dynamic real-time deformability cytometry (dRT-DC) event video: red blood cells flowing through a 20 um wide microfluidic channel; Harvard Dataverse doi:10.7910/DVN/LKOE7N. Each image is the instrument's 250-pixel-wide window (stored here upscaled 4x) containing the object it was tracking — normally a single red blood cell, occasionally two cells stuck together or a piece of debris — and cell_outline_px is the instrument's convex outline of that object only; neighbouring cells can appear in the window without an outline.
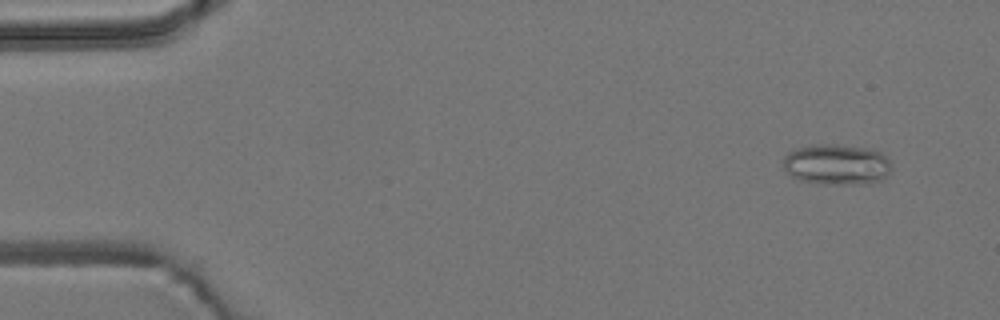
{"species": "common noctule bat (a hibernating species)", "species_latin": "Nyctalus noctula", "temperature_condition": "room temperature", "stored_images_in_passage": 54, "camera_frame_rate_fps": 3000, "um_per_image_px": 0.085, "animal": {"sex": "male", "body_mass_g": 19.2, "forearm_length_mm": 51.8}, "frame": {"image": 1, "passage_image": 4, "time_ms": 1.0, "image_size_px": [1000, 320], "cell_outline_px": [[892, 168], [880, 180], [864, 184], [824, 184], [800, 180], [792, 176], [784, 168], [784, 156], [788, 152], [796, 148], [812, 144], [836, 144], [864, 148], [880, 152], [892, 164]], "centroid_in_image_um": [71.09, 13.97], "position_along_channel_um": 13.9, "area_um2": 25.55}}
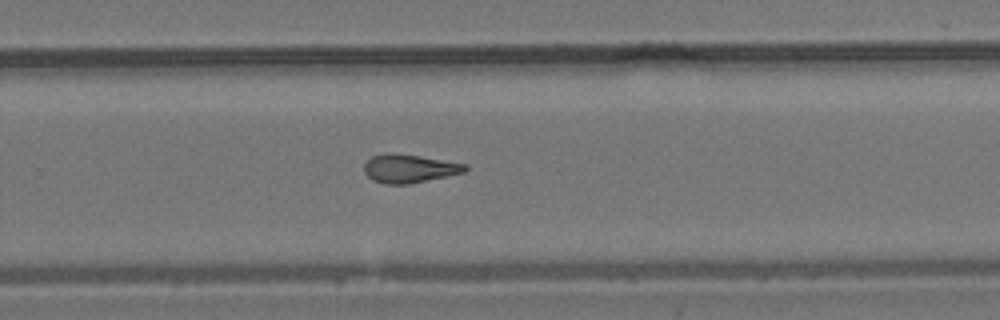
{"frame": {"image": 2, "passage_image": 35, "time_ms": 11.333, "image_size_px": [1000, 320], "cell_outline_px": [[468, 168], [464, 172], [448, 176], [408, 184], [384, 184], [372, 180], [364, 172], [364, 164], [372, 156], [416, 156], [468, 164]], "centroid_in_image_um": [34.83, 14.38], "position_along_channel_um": 295.0, "area_um2": 15.95}}
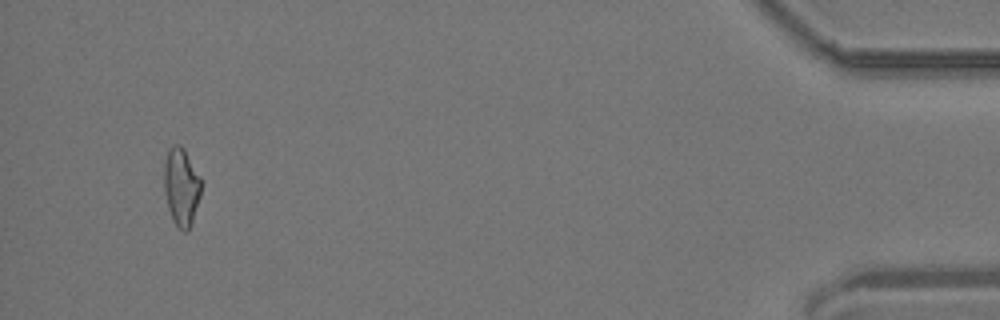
{"frame": {"image": 3, "passage_image": 51, "time_ms": 16.667, "image_size_px": [1000, 320], "cell_outline_px": [[200, 196], [192, 220], [188, 228], [184, 232], [172, 220], [168, 208], [164, 192], [164, 164], [168, 148], [172, 144], [180, 144], [184, 148], [200, 176]], "centroid_in_image_um": [15.38, 15.82], "position_along_channel_um": 419.8, "area_um2": 16.7}, "authors_computed_cell_mechanics": {"area_um2": 16.8776, "velocity_mm_per_s": 3.84, "shape_relaxation_time_tau1_ms": null, "shape_relaxation_time_tau2_ms": 6.7353, "deformation_change_tau1": null, "deformation_change_tau2": 0.1902}}